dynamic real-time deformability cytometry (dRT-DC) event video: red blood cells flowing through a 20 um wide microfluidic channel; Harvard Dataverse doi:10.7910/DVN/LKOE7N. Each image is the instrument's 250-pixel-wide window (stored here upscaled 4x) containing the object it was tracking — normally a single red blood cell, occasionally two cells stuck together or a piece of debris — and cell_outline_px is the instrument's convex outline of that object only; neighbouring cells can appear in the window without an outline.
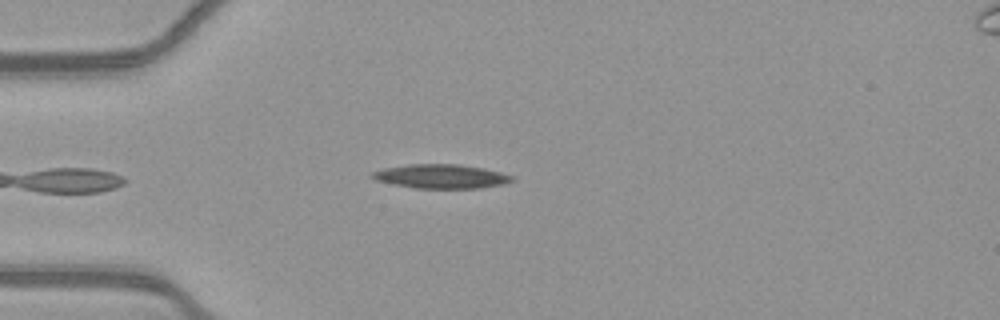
{"species": "common noctule bat (a hibernating species)", "species_latin": "Nyctalus noctula", "temperature_condition": "warm", "stored_images_in_passage": 37, "camera_frame_rate_fps": 3000, "um_per_image_px": 0.085, "animal": {"sex": "female", "body_mass_g": 21.9}, "frame": {"image": 1, "passage_image": 6, "time_ms": 1.667, "image_size_px": [1000, 320], "cell_outline_px": [[516, 180], [504, 184], [480, 188], [416, 188], [376, 180], [368, 176], [372, 172], [384, 168], [408, 164], [460, 164], [484, 168], [516, 176]], "centroid_in_image_um": [37.55, 14.98], "position_along_channel_um": 47.5, "area_um2": 19.71}}
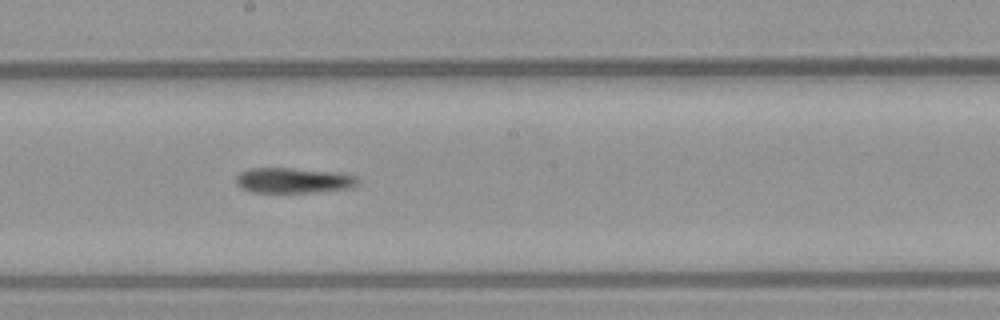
{"frame": {"image": 2, "passage_image": 21, "time_ms": 6.667, "image_size_px": [1000, 320], "cell_outline_px": [[360, 180], [352, 188], [316, 192], [252, 192], [240, 188], [236, 184], [236, 176], [240, 172], [252, 168], [288, 168], [328, 172], [356, 176]], "centroid_in_image_um": [24.89, 15.35], "position_along_channel_um": 223.3, "area_um2": 17.74}}
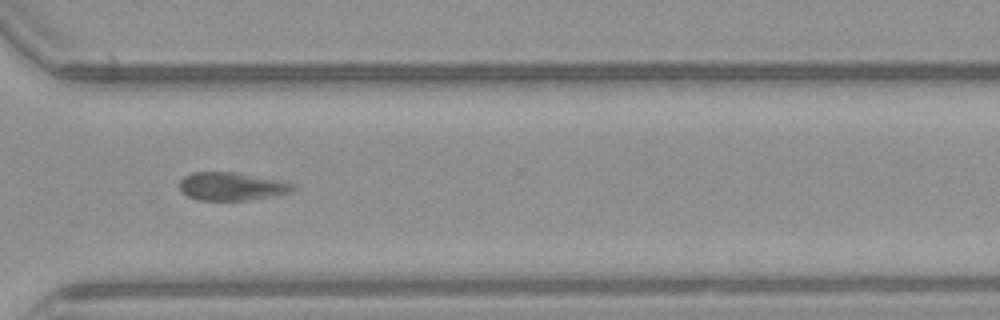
{"frame": {"image": 3, "passage_image": 31, "time_ms": 10.0, "image_size_px": [1000, 320], "cell_outline_px": [[296, 188], [292, 192], [248, 200], [200, 200], [188, 196], [180, 192], [180, 180], [184, 176], [192, 172], [236, 172], [284, 180], [296, 184]], "centroid_in_image_um": [19.73, 15.83], "position_along_channel_um": 350.9, "area_um2": 18.84}, "authors_computed_cell_mechanics": {"area_um2": 19.1896, "velocity_mm_per_s": 3.8359, "shape_relaxation_time_tau1_ms": null, "shape_relaxation_time_tau2_ms": 8.8285, "deformation_change_tau1": null, "deformation_change_tau2": 0.1504}}